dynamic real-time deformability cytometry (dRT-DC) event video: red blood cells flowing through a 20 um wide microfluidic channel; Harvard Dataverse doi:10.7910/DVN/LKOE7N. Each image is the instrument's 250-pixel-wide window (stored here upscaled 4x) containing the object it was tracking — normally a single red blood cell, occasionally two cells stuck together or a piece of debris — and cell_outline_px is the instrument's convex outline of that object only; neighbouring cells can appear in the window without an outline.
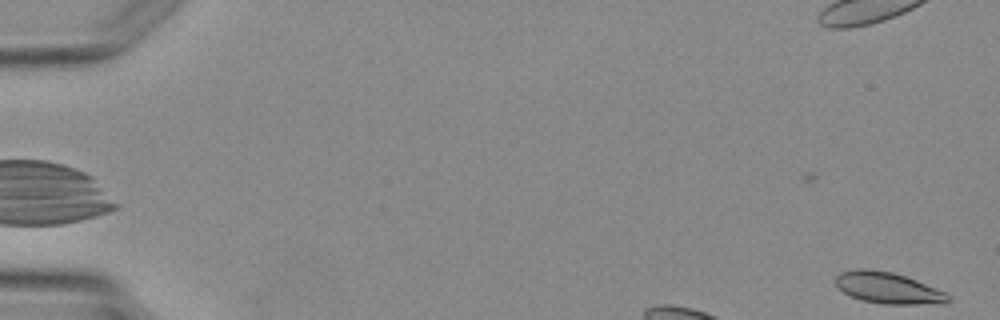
{"species": "Egyptian fruit bat (a non-hibernating species)", "species_latin": "Rousettus aegyptiacus", "temperature_condition": "warm", "stored_images_in_passage": 2, "camera_frame_rate_fps": 3000, "um_per_image_px": 0.085, "animal": {"sex": "female"}, "frame": {"image": 1, "passage_image": 2, "time_ms": 1.0, "image_size_px": [1000, 320], "cell_outline_px": [[948, 300], [944, 304], [884, 304], [860, 300], [844, 292], [836, 284], [836, 276], [840, 272], [856, 268], [868, 268], [892, 272], [916, 280], [936, 288], [944, 292], [948, 296]], "centroid_in_image_um": [75.46, 24.47], "position_along_channel_um": 9.5, "area_um2": 20.4}}